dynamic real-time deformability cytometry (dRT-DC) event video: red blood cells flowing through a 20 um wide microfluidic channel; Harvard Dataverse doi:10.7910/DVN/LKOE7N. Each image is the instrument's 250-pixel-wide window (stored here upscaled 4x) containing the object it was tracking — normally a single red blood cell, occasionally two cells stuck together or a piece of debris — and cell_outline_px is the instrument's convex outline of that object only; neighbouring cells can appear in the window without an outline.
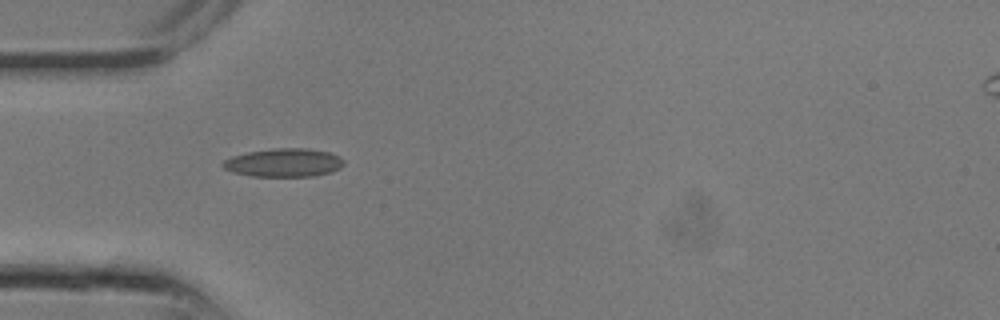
{"species": "common noctule bat (a hibernating species)", "species_latin": "Nyctalus noctula", "temperature_condition": "room temperature", "stored_images_in_passage": 4, "camera_frame_rate_fps": 3000, "um_per_image_px": 0.085, "animal": {"sex": "male", "body_mass_g": 13.3}, "frame": {"image": 1, "passage_image": 1, "time_ms": 0.0, "image_size_px": [1000, 320], "cell_outline_px": [[344, 164], [340, 168], [332, 172], [312, 176], [252, 176], [232, 172], [224, 168], [220, 164], [224, 160], [232, 156], [248, 152], [272, 148], [308, 148], [332, 152], [340, 156], [344, 160]], "centroid_in_image_um": [24.15, 13.81], "position_along_channel_um": 60.8, "area_um2": 20.23}}
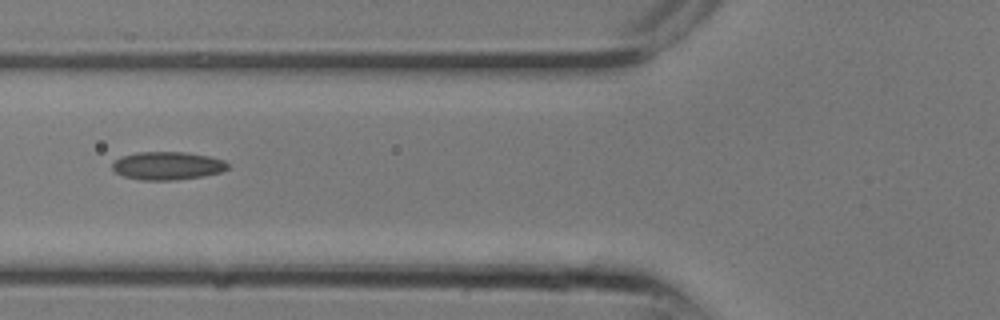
{"frame": {"image": 2, "passage_image": 3, "time_ms": 0.667, "image_size_px": [1000, 320], "cell_outline_px": [[228, 168], [220, 172], [204, 176], [176, 180], [144, 180], [124, 176], [116, 172], [112, 168], [112, 164], [120, 156], [136, 152], [184, 152], [208, 156], [224, 160], [228, 164]], "centroid_in_image_um": [14.23, 14.08], "position_along_channel_um": 111.6, "area_um2": 18.84}}